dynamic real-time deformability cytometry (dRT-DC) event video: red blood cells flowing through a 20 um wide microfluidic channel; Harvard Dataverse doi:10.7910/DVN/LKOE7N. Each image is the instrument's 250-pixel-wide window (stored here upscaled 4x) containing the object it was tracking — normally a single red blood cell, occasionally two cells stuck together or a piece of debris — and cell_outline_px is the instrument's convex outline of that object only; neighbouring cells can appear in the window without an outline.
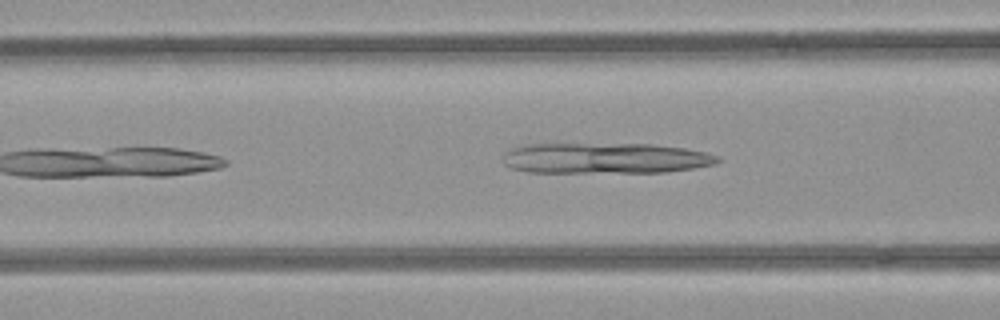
{"species": "common noctule bat (a hibernating species)", "species_latin": "Nyctalus noctula", "temperature_condition": "room temperature", "stored_images_in_passage": 15, "camera_frame_rate_fps": 3000, "um_per_image_px": 0.085, "animal": {"sex": "female", "body_mass_g": 21.9}, "frame": {"image": 1, "passage_image": 7, "time_ms": 2.0, "image_size_px": [1000, 320], "cell_outline_px": [[720, 160], [716, 164], [668, 172], [528, 172], [512, 168], [504, 164], [504, 152], [508, 148], [524, 144], [652, 144], [684, 148], [704, 152], [720, 156]], "centroid_in_image_um": [51.42, 13.44], "position_along_channel_um": 115.2, "area_um2": 38.55}}
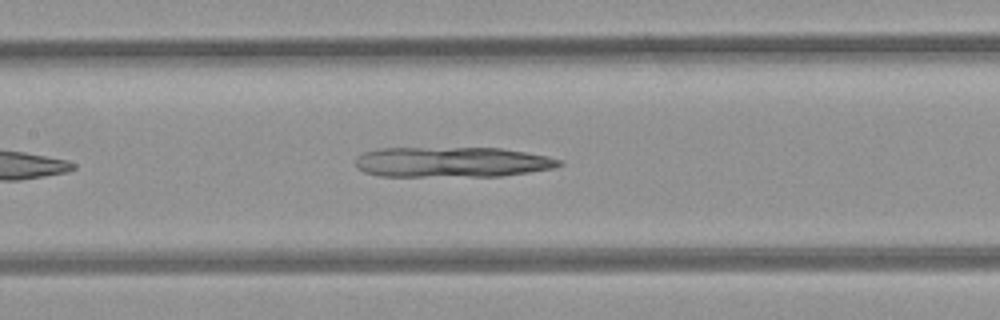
{"frame": {"image": 2, "passage_image": 11, "time_ms": 3.333, "image_size_px": [1000, 320], "cell_outline_px": [[564, 164], [556, 168], [500, 176], [380, 176], [364, 172], [356, 164], [356, 160], [364, 152], [376, 148], [500, 148], [548, 156], [560, 160]], "centroid_in_image_um": [38.45, 13.77], "position_along_channel_um": 169.0, "area_um2": 35.89}}